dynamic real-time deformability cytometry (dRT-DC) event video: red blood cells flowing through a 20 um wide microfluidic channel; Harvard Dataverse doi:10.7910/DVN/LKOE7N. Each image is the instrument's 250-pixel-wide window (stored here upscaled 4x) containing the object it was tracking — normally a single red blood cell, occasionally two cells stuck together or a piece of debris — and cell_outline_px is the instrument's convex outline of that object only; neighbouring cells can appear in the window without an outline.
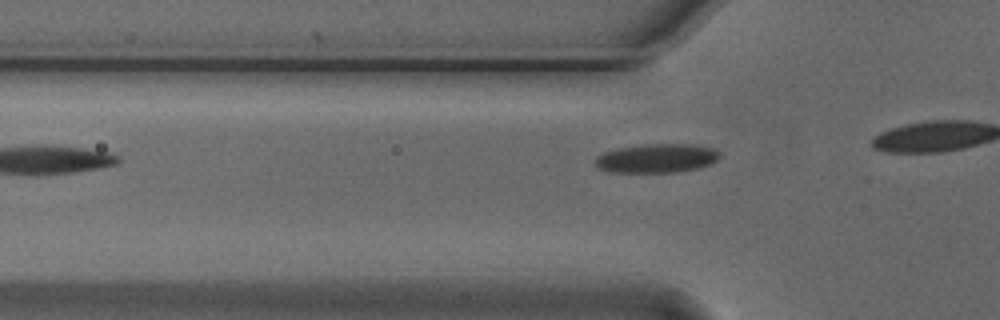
{"species": "Egyptian fruit bat (a non-hibernating species)", "species_latin": "Rousettus aegyptiacus", "temperature_condition": "cold", "stored_images_in_passage": 9, "camera_frame_rate_fps": 3000, "um_per_image_px": 0.085, "animal": {"sex": "male"}, "frame": {"image": 1, "passage_image": 4, "time_ms": 1.0, "image_size_px": [1000, 320], "cell_outline_px": [[720, 156], [712, 164], [700, 168], [676, 172], [608, 172], [596, 168], [596, 156], [604, 152], [616, 148], [648, 144], [696, 144], [712, 148], [720, 152]], "centroid_in_image_um": [55.83, 13.45], "position_along_channel_um": 70.0, "area_um2": 21.21}}
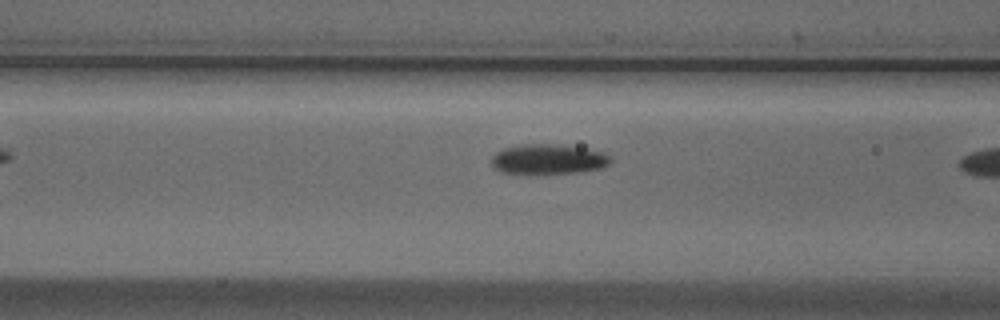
{"frame": {"image": 2, "passage_image": 8, "time_ms": 2.333, "image_size_px": [1000, 320], "cell_outline_px": [[612, 160], [604, 168], [580, 172], [504, 172], [496, 168], [492, 164], [492, 156], [496, 152], [504, 148], [520, 144], [556, 144], [604, 152]], "centroid_in_image_um": [46.63, 13.51], "position_along_channel_um": 120.0, "area_um2": 20.23}}